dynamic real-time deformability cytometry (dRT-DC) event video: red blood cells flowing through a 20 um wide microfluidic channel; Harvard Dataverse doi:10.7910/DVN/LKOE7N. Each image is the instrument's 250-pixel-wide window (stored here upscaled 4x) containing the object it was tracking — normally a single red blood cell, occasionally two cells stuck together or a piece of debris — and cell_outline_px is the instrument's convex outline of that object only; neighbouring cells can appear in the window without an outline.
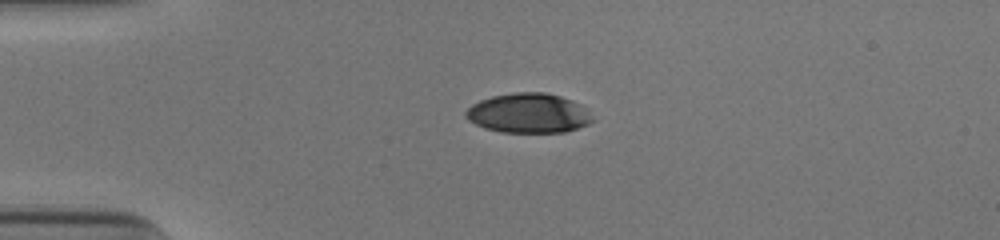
{"species": "human", "species_latin": "Homo sapiens", "temperature_condition": "cold", "stored_images_in_passage": 41, "camera_frame_rate_fps": 3000, "um_per_image_px": 0.085, "donor": {"sex": "male"}, "frame": {"image": 1, "passage_image": 1, "time_ms": 0.0, "image_size_px": [1000, 240], "cell_outline_px": [[596, 120], [588, 124], [564, 132], [500, 132], [484, 128], [468, 120], [464, 116], [464, 112], [472, 104], [480, 100], [492, 96], [512, 92], [544, 92], [560, 96], [572, 100], [580, 104]], "centroid_in_image_um": [44.9, 9.61], "position_along_channel_um": 40.1, "area_um2": 29.36}}
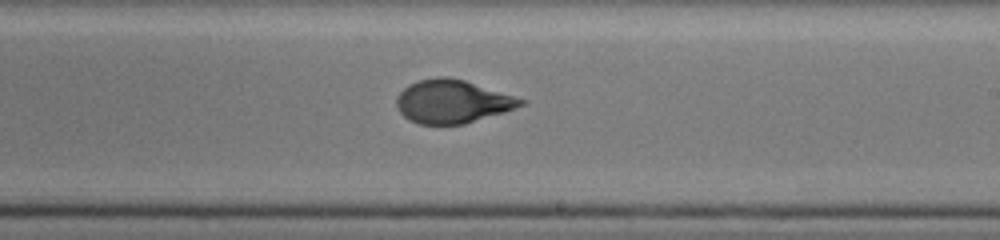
{"frame": {"image": 2, "passage_image": 20, "time_ms": 6.333, "image_size_px": [1000, 240], "cell_outline_px": [[528, 100], [524, 104], [504, 112], [464, 124], [420, 124], [404, 116], [400, 112], [396, 104], [396, 96], [408, 84], [420, 80], [436, 76], [448, 76], [464, 80]], "centroid_in_image_um": [38.45, 8.61], "position_along_channel_um": 250.6, "area_um2": 31.21}}
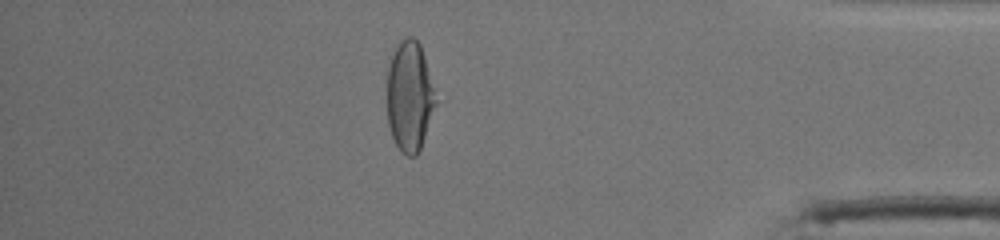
{"frame": {"image": 3, "passage_image": 34, "time_ms": 11.0, "image_size_px": [1000, 240], "cell_outline_px": [[436, 104], [420, 148], [416, 156], [408, 156], [396, 144], [392, 136], [388, 124], [388, 68], [392, 56], [400, 40], [408, 36], [412, 36], [420, 44], [424, 56], [436, 100]], "centroid_in_image_um": [34.8, 8.18], "position_along_channel_um": 400.4, "area_um2": 30.46}, "authors_computed_cell_mechanics": {"area_um2": 31.3854, "velocity_mm_per_s": 3.9091, "shape_relaxation_time_tau1_ms": 6.4114, "shape_relaxation_time_tau2_ms": 0.7877, "deformation_change_tau1": 0.2317, "deformation_change_tau2": 0.0554}}